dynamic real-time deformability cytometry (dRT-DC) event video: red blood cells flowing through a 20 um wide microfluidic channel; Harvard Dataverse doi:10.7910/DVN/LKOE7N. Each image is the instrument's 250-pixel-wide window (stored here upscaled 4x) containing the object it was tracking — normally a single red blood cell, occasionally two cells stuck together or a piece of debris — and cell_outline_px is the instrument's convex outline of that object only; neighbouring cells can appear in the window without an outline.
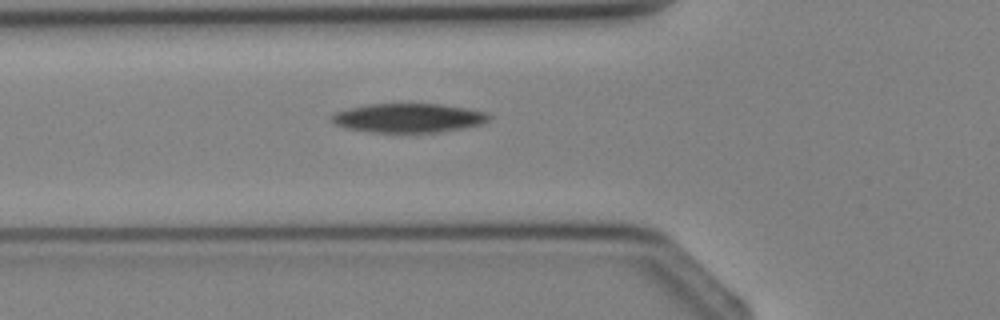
{"species": "Egyptian fruit bat (a non-hibernating species)", "species_latin": "Rousettus aegyptiacus", "temperature_condition": "cold", "stored_images_in_passage": 3, "camera_frame_rate_fps": 3000, "um_per_image_px": 0.085, "animal": {"sex": "female"}, "frame": {"image": 1, "passage_image": 3, "time_ms": 2.667, "image_size_px": [1000, 320], "cell_outline_px": [[492, 116], [488, 120], [480, 124], [464, 128], [436, 132], [372, 132], [348, 128], [336, 124], [328, 116], [336, 112], [348, 108], [368, 104], [440, 104], [468, 108], [484, 112]], "centroid_in_image_um": [34.71, 10.02], "position_along_channel_um": 91.1, "area_um2": 26.47}}